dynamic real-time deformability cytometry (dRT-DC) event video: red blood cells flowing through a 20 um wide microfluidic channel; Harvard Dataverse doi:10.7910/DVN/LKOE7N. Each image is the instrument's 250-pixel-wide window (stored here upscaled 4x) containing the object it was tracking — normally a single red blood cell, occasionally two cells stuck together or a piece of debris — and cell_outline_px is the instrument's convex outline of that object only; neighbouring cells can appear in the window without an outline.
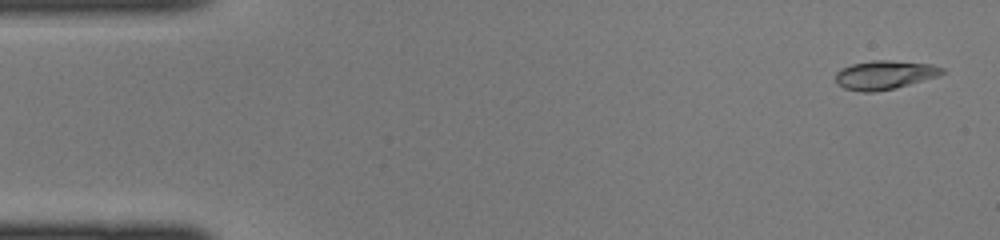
{"species": "common noctule bat (a hibernating species)", "species_latin": "Nyctalus noctula", "temperature_condition": "cold", "stored_images_in_passage": 43, "camera_frame_rate_fps": 3000, "um_per_image_px": 0.085, "animal": {"sex": "female", "body_mass_g": 22.0, "forearm_length_mm": 56.7}, "frame": {"image": 1, "passage_image": 1, "time_ms": 0.0, "image_size_px": [1000, 240], "cell_outline_px": [[944, 72], [936, 76], [896, 88], [876, 92], [860, 92], [844, 88], [836, 84], [836, 72], [840, 68], [852, 64], [872, 60], [892, 60], [932, 64], [944, 68]], "centroid_in_image_um": [75.15, 6.36], "position_along_channel_um": 9.9, "area_um2": 17.98}}
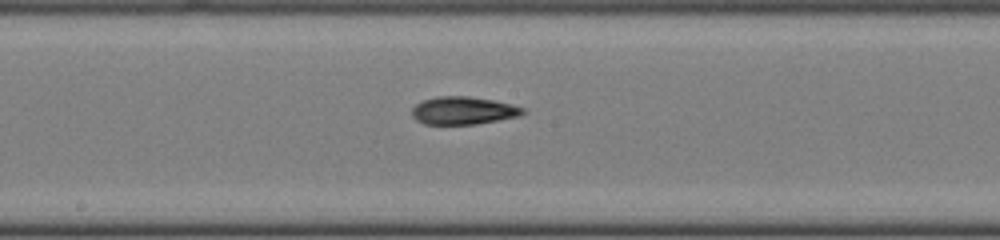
{"frame": {"image": 2, "passage_image": 22, "time_ms": 7.0, "image_size_px": [1000, 240], "cell_outline_px": [[524, 112], [520, 116], [476, 124], [424, 124], [416, 120], [412, 116], [412, 108], [416, 104], [424, 100], [436, 96], [468, 96], [492, 100], [512, 104], [524, 108]], "centroid_in_image_um": [39.36, 9.4], "position_along_channel_um": 208.8, "area_um2": 17.92}}
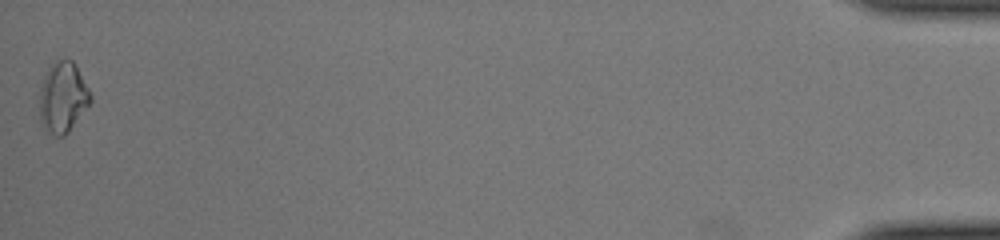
{"frame": {"image": 3, "passage_image": 43, "time_ms": 14.0, "image_size_px": [1000, 240], "cell_outline_px": [[92, 100], [68, 132], [64, 136], [56, 136], [44, 132], [40, 120], [40, 88], [44, 76], [48, 68], [56, 60], [72, 60], [88, 88], [92, 96]], "centroid_in_image_um": [5.31, 8.31], "position_along_channel_um": 429.9, "area_um2": 20.81}}